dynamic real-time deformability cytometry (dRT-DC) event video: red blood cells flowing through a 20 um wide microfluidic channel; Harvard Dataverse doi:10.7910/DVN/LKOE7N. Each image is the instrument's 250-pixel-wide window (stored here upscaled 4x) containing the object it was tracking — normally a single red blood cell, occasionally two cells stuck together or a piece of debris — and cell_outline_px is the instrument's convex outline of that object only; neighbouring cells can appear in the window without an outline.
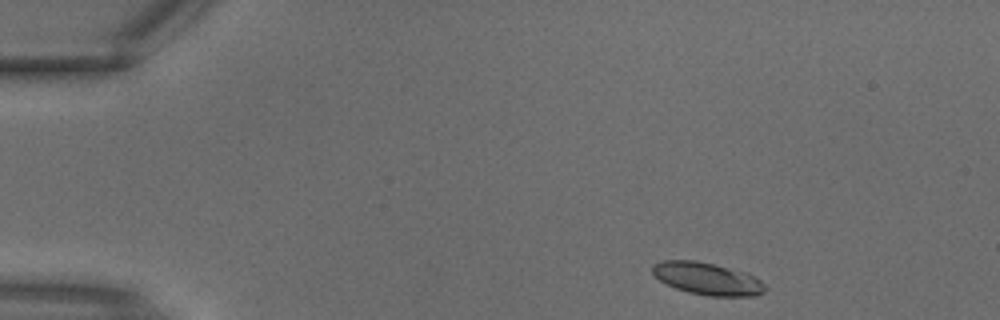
{"species": "common noctule bat (a hibernating species)", "species_latin": "Nyctalus noctula", "temperature_condition": "warm", "stored_images_in_passage": 2, "camera_frame_rate_fps": 3000, "um_per_image_px": 0.085, "animal": {"sex": "male", "body_mass_g": 18.8}, "frame": {"image": 1, "passage_image": 1, "time_ms": 0.0, "image_size_px": [1000, 320], "cell_outline_px": [[764, 292], [756, 296], [708, 296], [688, 292], [676, 288], [660, 280], [652, 272], [652, 264], [664, 260], [696, 260], [748, 272], [760, 280], [764, 284]], "centroid_in_image_um": [60.13, 23.68], "position_along_channel_um": 24.9, "area_um2": 21.21}}